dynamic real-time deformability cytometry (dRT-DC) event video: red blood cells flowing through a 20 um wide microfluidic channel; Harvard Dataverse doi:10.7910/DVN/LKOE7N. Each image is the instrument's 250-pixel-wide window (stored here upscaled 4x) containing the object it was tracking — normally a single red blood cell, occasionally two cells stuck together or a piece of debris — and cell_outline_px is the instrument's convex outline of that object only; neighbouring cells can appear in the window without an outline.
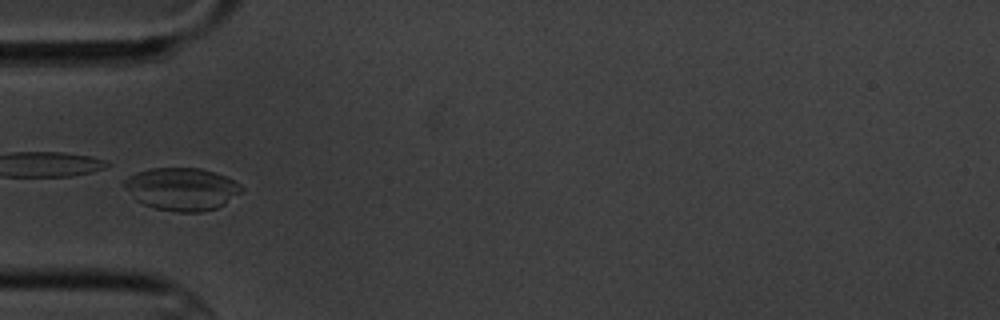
{"species": "common noctule bat (a hibernating species)", "species_latin": "Nyctalus noctula", "temperature_condition": "cold", "stored_images_in_passage": 11, "camera_frame_rate_fps": 3000, "um_per_image_px": 0.085, "animal": {"sex": "male", "body_mass_g": 20.1, "forearm_length_mm": 53.5}, "frame": {"image": 1, "passage_image": 4, "time_ms": 4.333, "image_size_px": [1000, 320], "cell_outline_px": [[244, 192], [224, 204], [216, 208], [200, 212], [176, 212], [156, 208], [144, 204], [136, 200], [120, 184], [128, 176], [136, 172], [148, 168], [200, 168], [224, 176], [240, 184], [244, 188]], "centroid_in_image_um": [15.43, 16.06], "position_along_channel_um": 69.6, "area_um2": 29.3}}
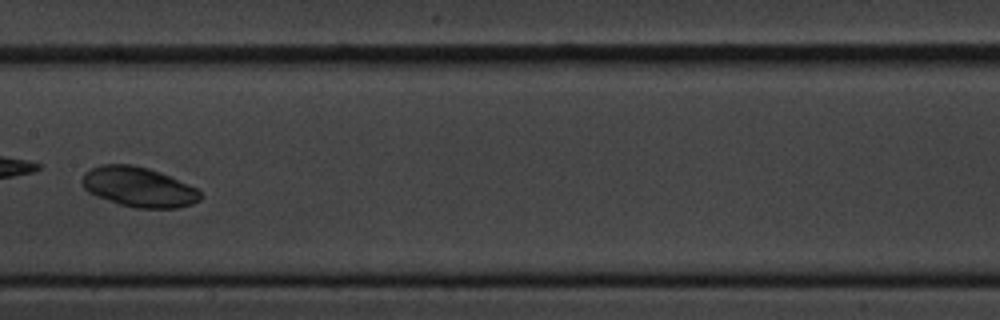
{"frame": {"image": 2, "passage_image": 7, "time_ms": 8.0, "image_size_px": [1000, 320], "cell_outline_px": [[204, 196], [200, 200], [192, 204], [176, 208], [136, 208], [120, 204], [96, 196], [88, 192], [84, 188], [80, 180], [84, 172], [100, 164], [132, 164], [148, 168], [160, 172], [200, 188]], "centroid_in_image_um": [11.82, 15.89], "position_along_channel_um": 195.6, "area_um2": 27.92}}
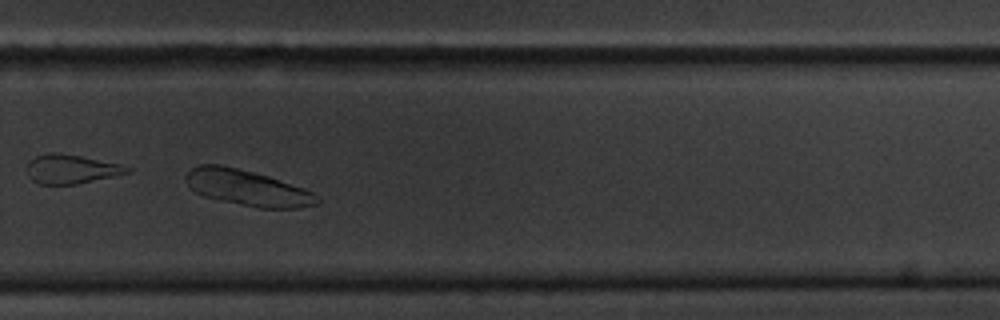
{"frame": {"image": 3, "passage_image": 10, "time_ms": 11.333, "image_size_px": [1000, 320], "cell_outline_px": [[320, 200], [316, 204], [300, 208], [260, 208], [220, 200], [204, 196], [188, 188], [184, 180], [184, 176], [192, 168], [200, 164], [220, 164], [268, 176], [304, 188], [320, 196]], "centroid_in_image_um": [21.01, 15.97], "position_along_channel_um": 308.8, "area_um2": 27.4}}